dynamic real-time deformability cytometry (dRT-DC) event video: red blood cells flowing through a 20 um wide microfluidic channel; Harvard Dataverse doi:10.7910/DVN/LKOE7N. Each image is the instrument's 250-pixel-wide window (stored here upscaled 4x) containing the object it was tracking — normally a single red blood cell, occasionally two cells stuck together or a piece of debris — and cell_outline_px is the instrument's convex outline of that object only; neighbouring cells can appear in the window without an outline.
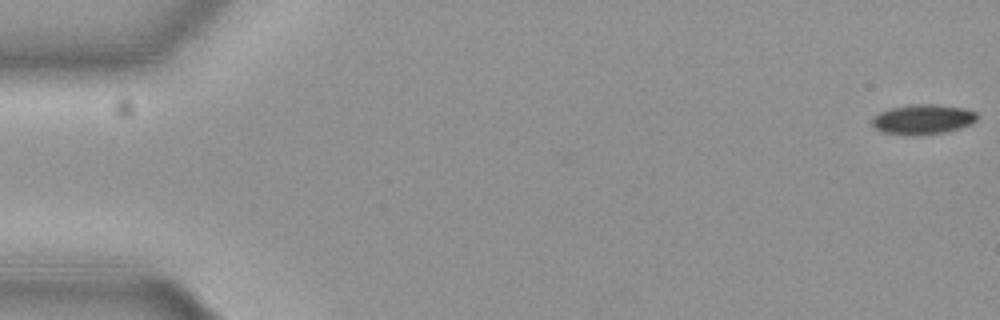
{"species": "common noctule bat (a hibernating species)", "species_latin": "Nyctalus noctula", "temperature_condition": "cold", "stored_images_in_passage": 57, "camera_frame_rate_fps": 3000, "um_per_image_px": 0.085, "animal": {"sex": "female", "body_mass_g": 19.3, "forearm_length_mm": 54.1}, "frame": {"image": 1, "passage_image": 1, "time_ms": 0.0, "image_size_px": [1000, 320], "cell_outline_px": [[976, 120], [972, 124], [960, 128], [944, 132], [916, 136], [912, 136], [884, 132], [876, 128], [872, 124], [872, 120], [880, 112], [892, 108], [912, 104], [932, 104], [964, 108], [976, 112]], "centroid_in_image_um": [78.47, 10.15], "position_along_channel_um": 6.5, "area_um2": 18.15}}
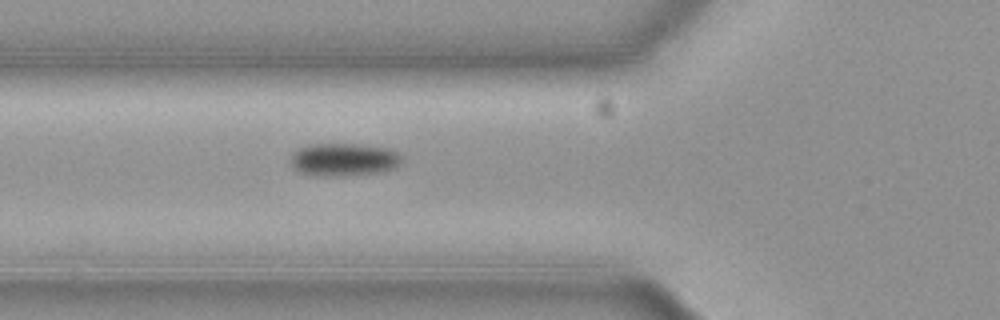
{"frame": {"image": 2, "passage_image": 21, "time_ms": 6.667, "image_size_px": [1000, 320], "cell_outline_px": [[400, 164], [384, 172], [340, 176], [316, 176], [300, 172], [292, 164], [292, 152], [308, 144], [360, 144], [388, 148], [396, 152], [400, 156]], "centroid_in_image_um": [29.22, 13.56], "position_along_channel_um": 96.6, "area_um2": 21.21}}
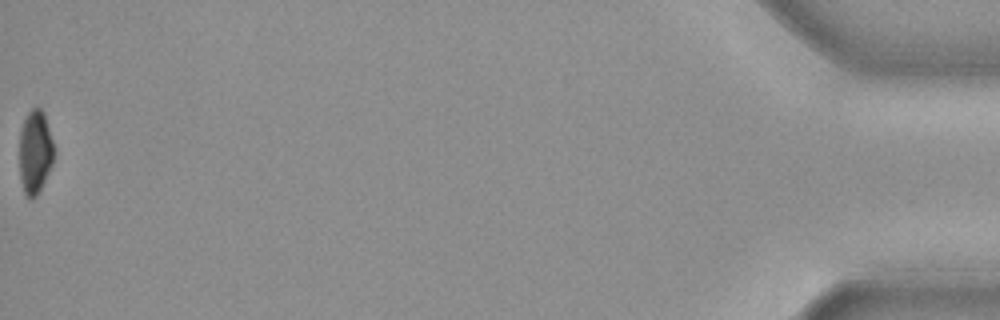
{"frame": {"image": 3, "passage_image": 57, "time_ms": 18.667, "image_size_px": [1000, 320], "cell_outline_px": [[56, 152], [52, 164], [36, 196], [32, 200], [24, 192], [20, 176], [20, 132], [24, 120], [28, 112], [32, 108], [40, 108], [44, 112], [56, 148]], "centroid_in_image_um": [3.02, 12.88], "position_along_channel_um": 432.2, "area_um2": 16.88}, "authors_computed_cell_mechanics": {"area_um2": 19.3052, "velocity_mm_per_s": 3.7041, "shape_relaxation_time_tau1_ms": 2.0833, "shape_relaxation_time_tau2_ms": 5.1206, "deformation_change_tau1": 0.0814, "deformation_change_tau2": 0.0926}}